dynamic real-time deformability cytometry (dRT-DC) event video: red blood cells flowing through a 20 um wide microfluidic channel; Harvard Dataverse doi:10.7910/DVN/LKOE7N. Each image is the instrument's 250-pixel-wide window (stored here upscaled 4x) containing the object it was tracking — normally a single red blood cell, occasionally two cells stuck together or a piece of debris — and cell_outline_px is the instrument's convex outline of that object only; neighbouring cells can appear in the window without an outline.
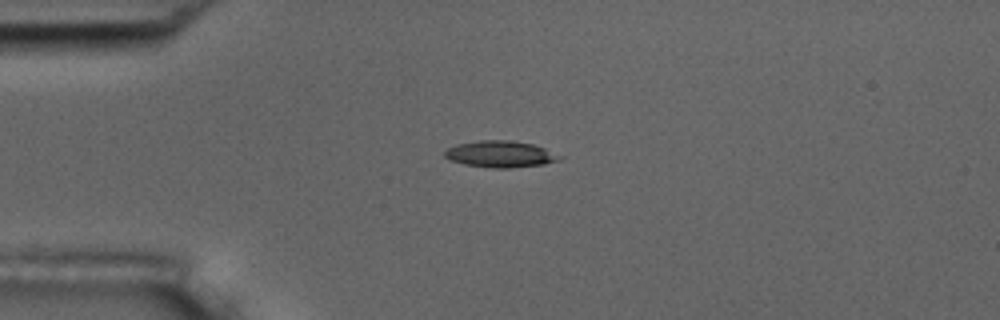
{"species": "common noctule bat (a hibernating species)", "species_latin": "Nyctalus noctula", "temperature_condition": "room temperature", "stored_images_in_passage": 3, "camera_frame_rate_fps": 3000, "um_per_image_px": 0.085, "animal": {"sex": "male", "body_mass_g": 17.5, "forearm_length_mm": 52.3}, "frame": {"image": 1, "passage_image": 2, "time_ms": 1.333, "image_size_px": [1000, 320], "cell_outline_px": [[564, 156], [560, 160], [544, 164], [508, 168], [492, 168], [464, 164], [448, 160], [444, 156], [444, 152], [448, 148], [456, 144], [480, 140], [512, 140], [532, 144], [544, 148]], "centroid_in_image_um": [42.53, 13.1], "position_along_channel_um": 42.5, "area_um2": 17.86}}